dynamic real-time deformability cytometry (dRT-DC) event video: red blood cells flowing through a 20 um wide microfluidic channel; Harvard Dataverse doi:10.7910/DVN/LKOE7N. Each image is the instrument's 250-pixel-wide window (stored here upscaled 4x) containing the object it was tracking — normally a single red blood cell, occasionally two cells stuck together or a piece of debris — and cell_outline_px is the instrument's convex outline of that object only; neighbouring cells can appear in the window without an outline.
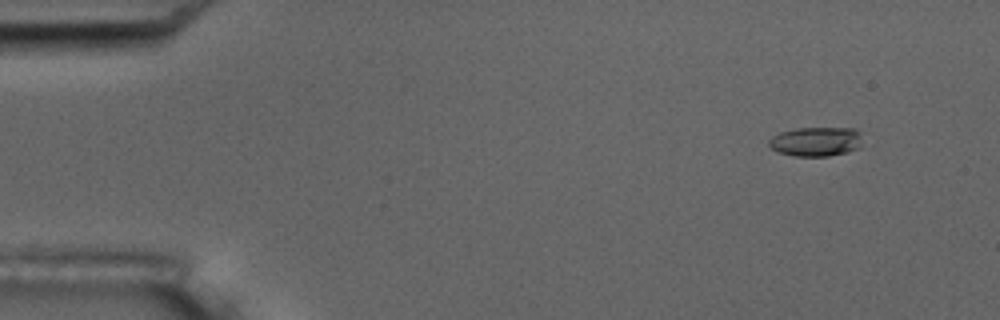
{"species": "common noctule bat (a hibernating species)", "species_latin": "Nyctalus noctula", "temperature_condition": "room temperature", "stored_images_in_passage": 7, "camera_frame_rate_fps": 3000, "um_per_image_px": 0.085, "animal": {"sex": "male", "body_mass_g": 17.5, "forearm_length_mm": 52.3}, "frame": {"image": 1, "passage_image": 2, "time_ms": 1.333, "image_size_px": [1000, 320], "cell_outline_px": [[860, 148], [848, 152], [828, 156], [796, 156], [776, 152], [768, 144], [768, 140], [772, 136], [780, 132], [796, 128], [856, 128], [860, 132]], "centroid_in_image_um": [69.35, 12.03], "position_along_channel_um": 15.7, "area_um2": 16.13}}
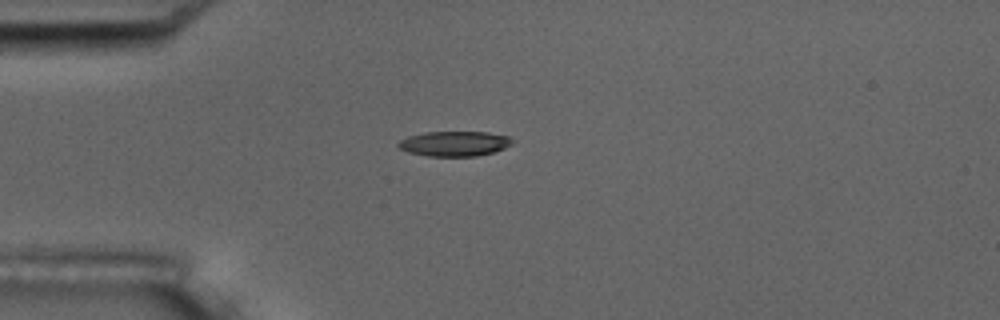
{"frame": {"image": 2, "passage_image": 5, "time_ms": 4.667, "image_size_px": [1000, 320], "cell_outline_px": [[512, 144], [504, 148], [492, 152], [476, 156], [428, 156], [408, 152], [400, 148], [396, 144], [400, 140], [408, 136], [424, 132], [488, 132], [508, 136], [512, 140]], "centroid_in_image_um": [38.6, 12.2], "position_along_channel_um": 46.4, "area_um2": 16.53}}
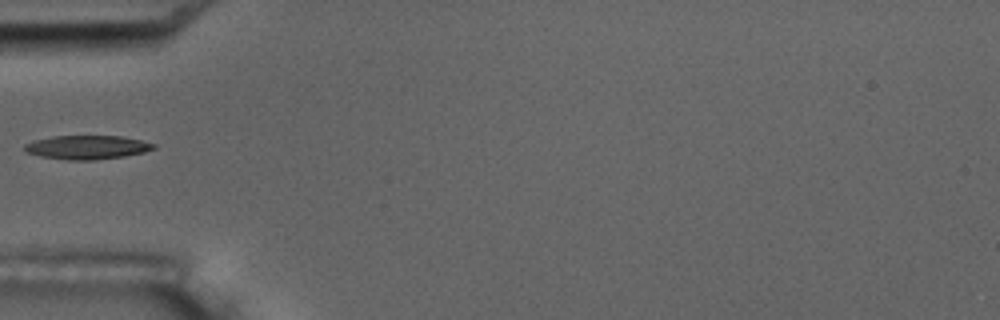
{"frame": {"image": 3, "passage_image": 6, "time_ms": 6.0, "image_size_px": [1000, 320], "cell_outline_px": [[156, 148], [144, 152], [124, 156], [92, 160], [68, 160], [40, 156], [24, 152], [24, 144], [36, 140], [52, 136], [120, 136], [140, 140], [156, 144]], "centroid_in_image_um": [7.39, 12.52], "position_along_channel_um": 77.6, "area_um2": 17.86}}